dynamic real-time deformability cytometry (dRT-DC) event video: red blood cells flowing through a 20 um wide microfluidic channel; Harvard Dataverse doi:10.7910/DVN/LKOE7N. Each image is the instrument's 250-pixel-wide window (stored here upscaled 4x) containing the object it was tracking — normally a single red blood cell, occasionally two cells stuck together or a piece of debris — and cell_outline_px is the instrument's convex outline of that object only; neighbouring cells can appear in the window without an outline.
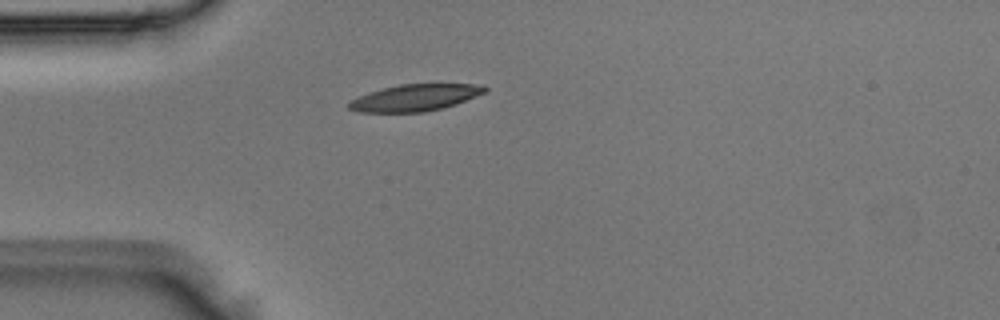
{"species": "Egyptian fruit bat (a non-hibernating species)", "species_latin": "Rousettus aegyptiacus", "temperature_condition": "room temperature", "stored_images_in_passage": 1, "camera_frame_rate_fps": 3000, "um_per_image_px": 0.085, "animal": {"sex": "male"}, "frame": {"image": 1, "passage_image": 1, "time_ms": 0.0, "image_size_px": [1000, 320], "cell_outline_px": [[488, 92], [456, 104], [424, 112], [360, 112], [348, 108], [348, 104], [352, 100], [360, 96], [384, 88], [400, 84], [484, 84], [488, 88]], "centroid_in_image_um": [35.36, 8.29], "position_along_channel_um": 49.6, "area_um2": 20.98}}